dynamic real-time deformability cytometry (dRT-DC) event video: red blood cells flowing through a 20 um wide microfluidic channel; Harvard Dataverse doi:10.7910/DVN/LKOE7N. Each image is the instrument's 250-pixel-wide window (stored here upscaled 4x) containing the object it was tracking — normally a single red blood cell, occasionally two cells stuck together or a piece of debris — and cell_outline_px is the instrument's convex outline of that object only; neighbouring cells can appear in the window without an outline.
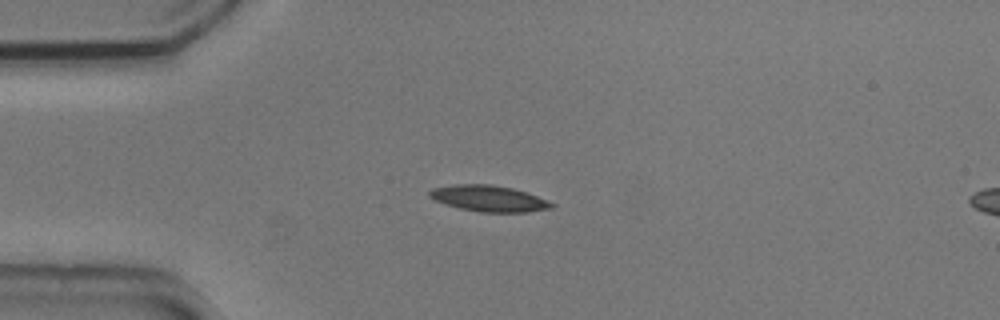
{"species": "common noctule bat (a hibernating species)", "species_latin": "Nyctalus noctula", "temperature_condition": "cold", "stored_images_in_passage": 8, "camera_frame_rate_fps": 3000, "um_per_image_px": 0.085, "animal": {"sex": "male", "body_mass_g": 20.5, "forearm_length_mm": 52.5}, "frame": {"image": 1, "passage_image": 1, "time_ms": 0.0, "image_size_px": [1000, 320], "cell_outline_px": [[556, 204], [552, 208], [528, 212], [480, 212], [460, 208], [444, 204], [428, 196], [428, 192], [432, 188], [452, 184], [492, 184], [512, 188], [528, 192], [548, 200]], "centroid_in_image_um": [41.57, 16.86], "position_along_channel_um": 43.4, "area_um2": 18.79}}
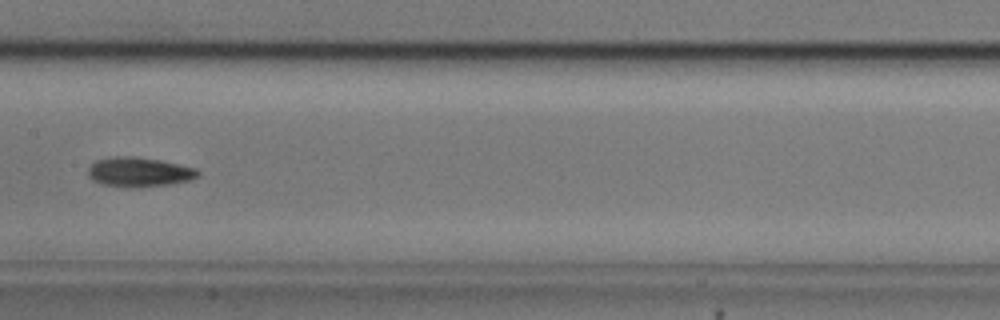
{"frame": {"image": 2, "passage_image": 5, "time_ms": 1.333, "image_size_px": [1000, 320], "cell_outline_px": [[200, 176], [188, 180], [168, 184], [140, 188], [128, 188], [104, 184], [92, 180], [88, 176], [88, 168], [96, 160], [116, 156], [132, 156], [160, 160], [196, 168], [200, 172]], "centroid_in_image_um": [11.82, 14.63], "position_along_channel_um": 195.6, "area_um2": 18.96}}